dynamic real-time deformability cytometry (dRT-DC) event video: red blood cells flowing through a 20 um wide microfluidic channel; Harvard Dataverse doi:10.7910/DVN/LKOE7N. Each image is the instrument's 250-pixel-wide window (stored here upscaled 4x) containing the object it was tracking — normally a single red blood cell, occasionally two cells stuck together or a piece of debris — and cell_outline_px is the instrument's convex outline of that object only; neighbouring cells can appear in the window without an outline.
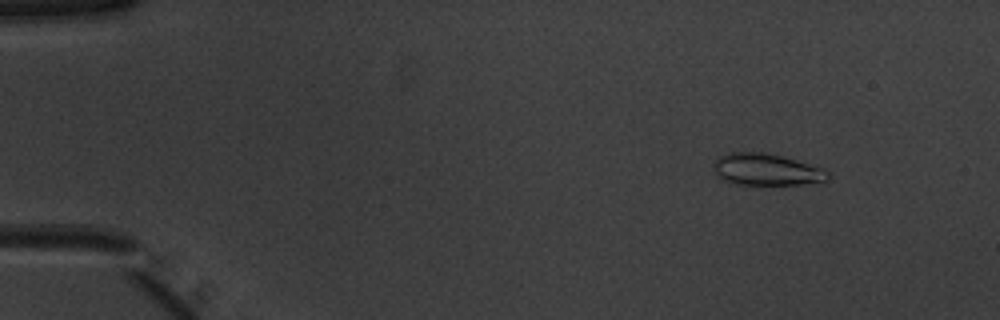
{"species": "common noctule bat (a hibernating species)", "species_latin": "Nyctalus noctula", "temperature_condition": "warm", "stored_images_in_passage": 52, "camera_frame_rate_fps": 3000, "um_per_image_px": 0.085, "animal": {"sex": "male", "body_mass_g": 20.1, "forearm_length_mm": 53.5}, "frame": {"image": 1, "passage_image": 7, "time_ms": 2.0, "image_size_px": [1000, 320], "cell_outline_px": [[832, 176], [828, 180], [800, 184], [732, 184], [724, 180], [716, 172], [712, 164], [720, 156], [728, 152], [768, 152], [784, 156], [820, 168], [828, 172]], "centroid_in_image_um": [65.13, 14.4], "position_along_channel_um": 19.9, "area_um2": 21.04}}
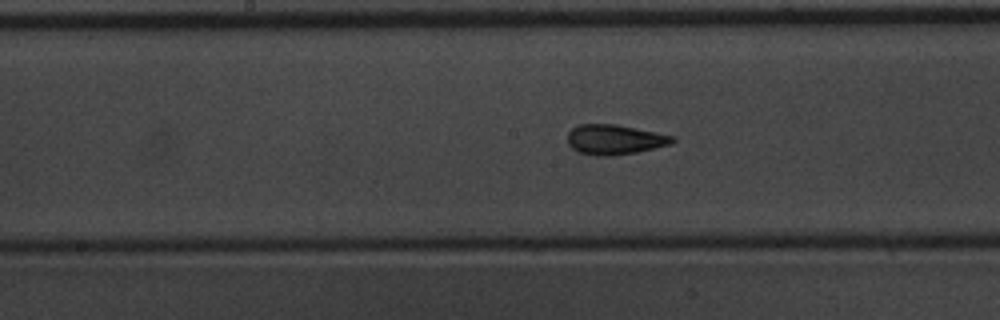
{"frame": {"image": 2, "passage_image": 28, "time_ms": 9.0, "image_size_px": [1000, 320], "cell_outline_px": [[676, 140], [672, 144], [636, 152], [612, 156], [596, 156], [576, 152], [568, 144], [568, 132], [572, 128], [580, 124], [616, 124], [676, 136]], "centroid_in_image_um": [52.25, 11.87], "position_along_channel_um": 196.0, "area_um2": 18.5}}
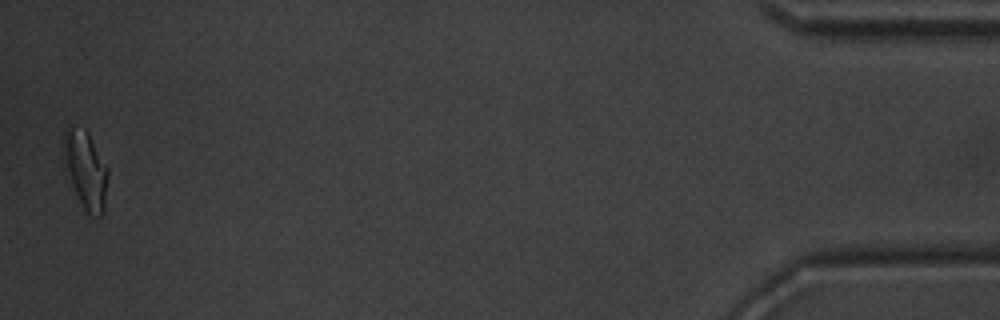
{"frame": {"image": 3, "passage_image": 52, "time_ms": 17.0, "image_size_px": [1000, 320], "cell_outline_px": [[108, 176], [104, 212], [100, 216], [88, 212], [84, 208], [72, 184], [68, 168], [64, 148], [64, 132], [68, 124], [84, 128], [88, 132], [108, 168]], "centroid_in_image_um": [7.33, 14.37], "position_along_channel_um": 427.9, "area_um2": 19.36}, "authors_computed_cell_mechanics": {"area_um2": 18.207, "velocity_mm_per_s": 3.961, "shape_relaxation_time_tau1_ms": 3.9435, "shape_relaxation_time_tau2_ms": 1.6077, "deformation_change_tau1": 0.1353, "deformation_change_tau2": 0.0954}}